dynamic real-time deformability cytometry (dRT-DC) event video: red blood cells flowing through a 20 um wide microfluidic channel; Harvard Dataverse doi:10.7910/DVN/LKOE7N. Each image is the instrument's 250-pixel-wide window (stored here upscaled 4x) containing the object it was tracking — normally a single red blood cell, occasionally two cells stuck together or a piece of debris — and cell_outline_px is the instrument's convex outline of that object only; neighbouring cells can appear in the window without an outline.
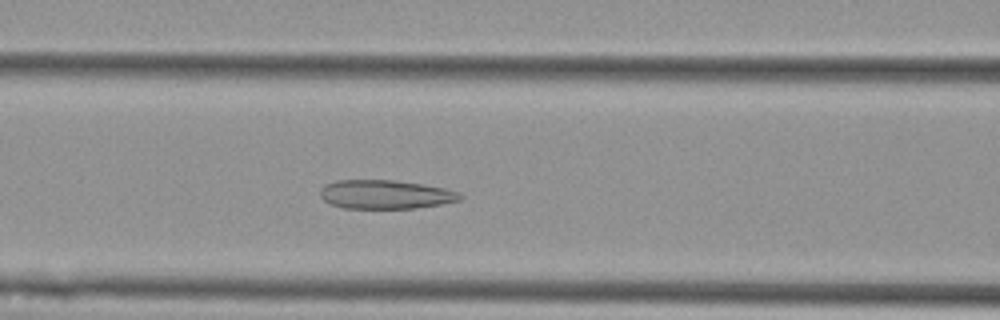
{"species": "Egyptian fruit bat (a non-hibernating species)", "species_latin": "Rousettus aegyptiacus", "temperature_condition": "cold", "stored_images_in_passage": 52, "camera_frame_rate_fps": 3000, "um_per_image_px": 0.085, "animal": {"sex": "female"}, "frame": {"image": 1, "passage_image": 19, "time_ms": 6.0, "image_size_px": [1000, 320], "cell_outline_px": [[464, 196], [460, 200], [444, 204], [416, 208], [344, 208], [332, 204], [324, 200], [320, 196], [320, 188], [324, 184], [336, 180], [396, 180], [444, 188], [460, 192]], "centroid_in_image_um": [32.77, 16.52], "position_along_channel_um": 133.8, "area_um2": 23.64}}
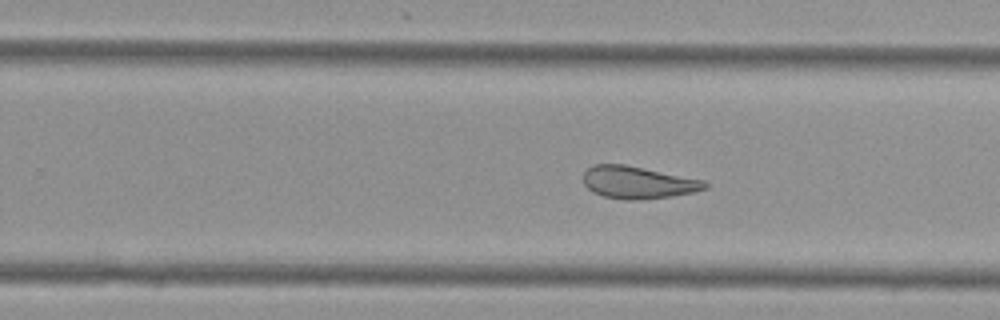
{"frame": {"image": 2, "passage_image": 31, "time_ms": 10.0, "image_size_px": [1000, 320], "cell_outline_px": [[708, 188], [692, 192], [672, 196], [636, 200], [628, 200], [604, 196], [592, 192], [584, 184], [584, 172], [592, 164], [624, 164], [704, 180], [708, 184]], "centroid_in_image_um": [54.21, 15.5], "position_along_channel_um": 275.6, "area_um2": 22.77}}
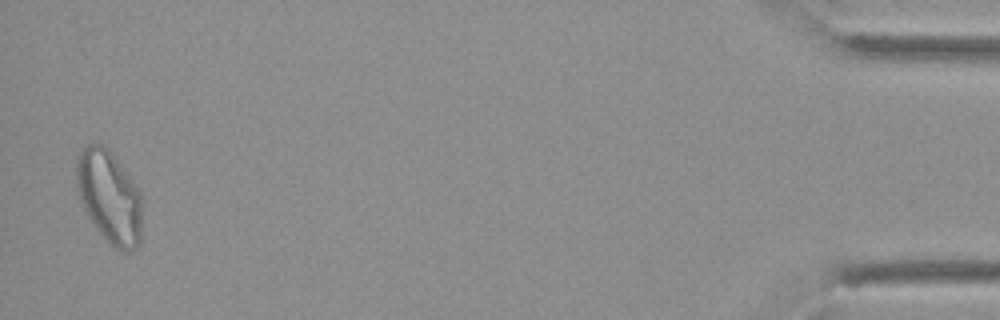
{"frame": {"image": 3, "passage_image": 51, "time_ms": 16.667, "image_size_px": [1000, 320], "cell_outline_px": [[140, 244], [136, 248], [128, 252], [124, 252], [108, 244], [96, 228], [88, 216], [80, 200], [76, 184], [76, 160], [80, 152], [88, 144], [104, 144], [108, 148], [140, 188]], "centroid_in_image_um": [9.29, 16.73], "position_along_channel_um": 425.9, "area_um2": 35.6}, "authors_computed_cell_mechanics": {"area_um2": 27.8885, "velocity_mm_per_s": 3.565, "shape_relaxation_time_tau1_ms": null, "shape_relaxation_time_tau2_ms": 1.8895, "deformation_change_tau1": null, "deformation_change_tau2": 0.0836}}